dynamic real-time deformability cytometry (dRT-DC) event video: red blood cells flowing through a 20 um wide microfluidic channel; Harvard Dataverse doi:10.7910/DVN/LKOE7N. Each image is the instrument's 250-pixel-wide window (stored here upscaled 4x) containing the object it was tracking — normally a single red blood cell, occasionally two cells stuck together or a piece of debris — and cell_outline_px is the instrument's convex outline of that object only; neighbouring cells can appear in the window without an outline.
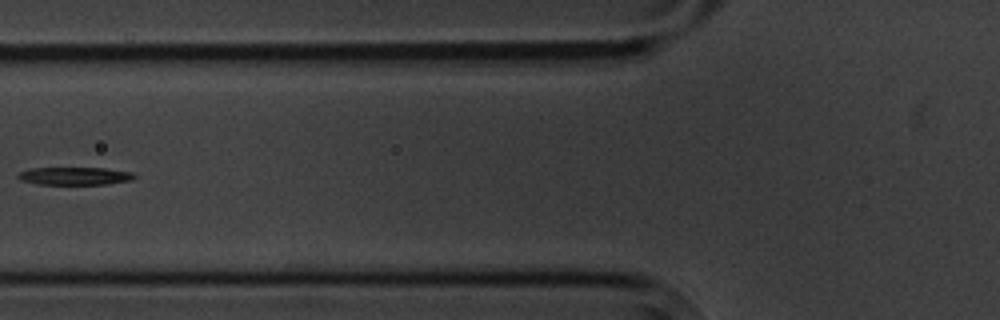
{"species": "common noctule bat (a hibernating species)", "species_latin": "Nyctalus noctula", "temperature_condition": "cold", "stored_images_in_passage": 13, "segment_of_instrument_passage": [2, 2], "camera_frame_rate_fps": 3000, "um_per_image_px": 0.085, "animal": {"sex": "male", "body_mass_g": 20.1, "forearm_length_mm": 53.5}, "frame": {"image": 1, "passage_image": 4, "time_ms": 4.333, "image_size_px": [1000, 320], "cell_outline_px": [[136, 176], [132, 180], [108, 184], [36, 184], [20, 180], [16, 176], [20, 172], [28, 168], [104, 168], [132, 172]], "centroid_in_image_um": [6.34, 14.96], "position_along_channel_um": 119.5, "area_um2": 12.08}}
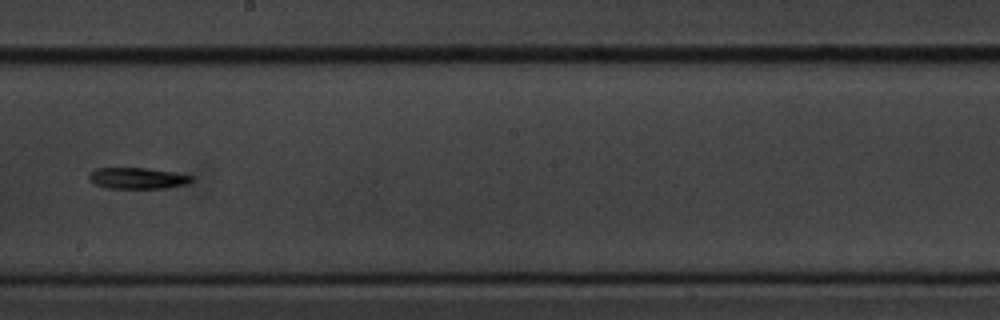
{"frame": {"image": 2, "passage_image": 7, "time_ms": 7.667, "image_size_px": [1000, 320], "cell_outline_px": [[192, 180], [188, 184], [168, 188], [108, 188], [96, 184], [88, 180], [88, 176], [96, 168], [144, 168], [172, 172], [192, 176]], "centroid_in_image_um": [11.68, 15.15], "position_along_channel_um": 236.5, "area_um2": 12.54}}
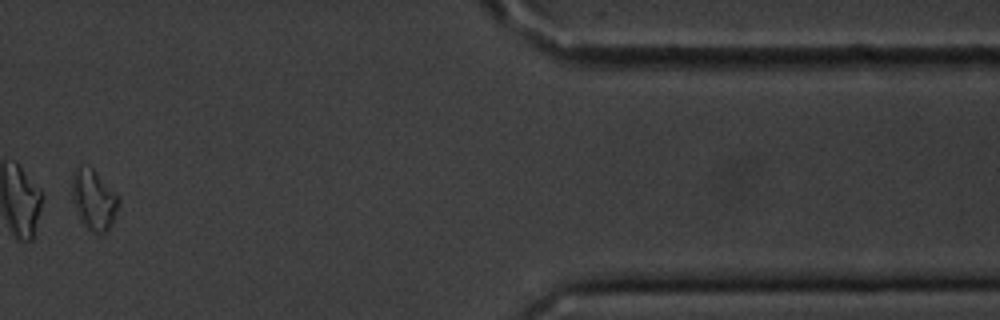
{"frame": {"image": 3, "passage_image": 12, "time_ms": 13.667, "image_size_px": [1000, 320], "cell_outline_px": [[120, 200], [112, 220], [108, 228], [104, 232], [92, 232], [84, 224], [72, 200], [72, 172], [76, 164], [80, 164], [92, 168]], "centroid_in_image_um": [7.91, 16.91], "position_along_channel_um": 403.5, "area_um2": 15.72}}